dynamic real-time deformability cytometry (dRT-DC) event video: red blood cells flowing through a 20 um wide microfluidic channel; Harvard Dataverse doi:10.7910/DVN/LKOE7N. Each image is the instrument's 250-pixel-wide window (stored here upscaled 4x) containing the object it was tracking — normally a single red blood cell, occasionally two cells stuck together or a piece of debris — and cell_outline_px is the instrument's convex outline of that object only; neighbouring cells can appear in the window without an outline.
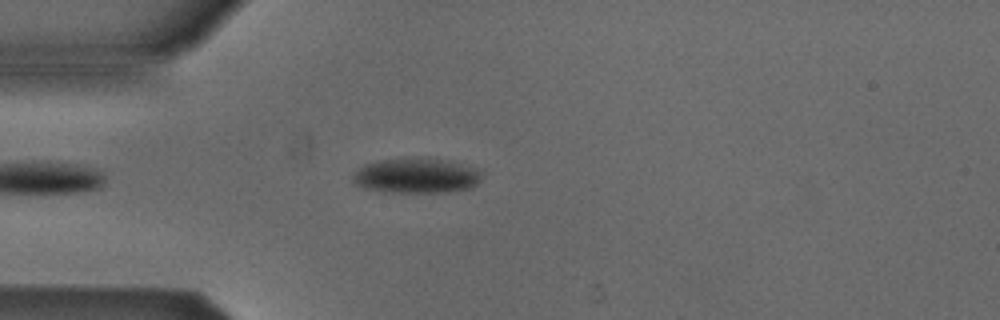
{"species": "Egyptian fruit bat (a non-hibernating species)", "species_latin": "Rousettus aegyptiacus", "temperature_condition": "cold", "stored_images_in_passage": 4, "camera_frame_rate_fps": 3000, "um_per_image_px": 0.085, "animal": {"sex": "male"}, "frame": {"image": 1, "passage_image": 3, "time_ms": 2.333, "image_size_px": [1000, 320], "cell_outline_px": [[484, 172], [480, 180], [472, 188], [448, 192], [380, 192], [364, 188], [356, 184], [352, 180], [352, 176], [364, 164], [384, 160], [440, 160], [460, 164]], "centroid_in_image_um": [35.38, 14.99], "position_along_channel_um": 49.6, "area_um2": 25.55}}